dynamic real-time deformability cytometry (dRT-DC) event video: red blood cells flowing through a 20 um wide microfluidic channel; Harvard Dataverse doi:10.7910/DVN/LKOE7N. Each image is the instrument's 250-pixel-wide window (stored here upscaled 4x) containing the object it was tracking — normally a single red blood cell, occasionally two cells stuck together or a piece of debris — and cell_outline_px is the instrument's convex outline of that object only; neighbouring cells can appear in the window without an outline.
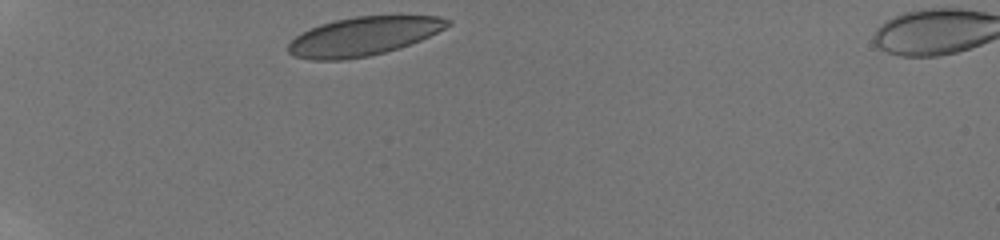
{"species": "human", "species_latin": "Homo sapiens", "temperature_condition": "room temperature", "stored_images_in_passage": 6, "camera_frame_rate_fps": 3000, "um_per_image_px": 0.085, "donor": {"sex": "male"}, "frame": {"image": 1, "passage_image": 1, "time_ms": 0.0, "image_size_px": [1000, 240], "cell_outline_px": [[452, 24], [420, 40], [384, 52], [368, 56], [344, 60], [312, 60], [296, 56], [288, 52], [288, 44], [300, 32], [320, 24], [336, 20], [356, 16], [440, 16], [452, 20]], "centroid_in_image_um": [30.86, 3.08], "position_along_channel_um": 54.1, "area_um2": 35.6}}
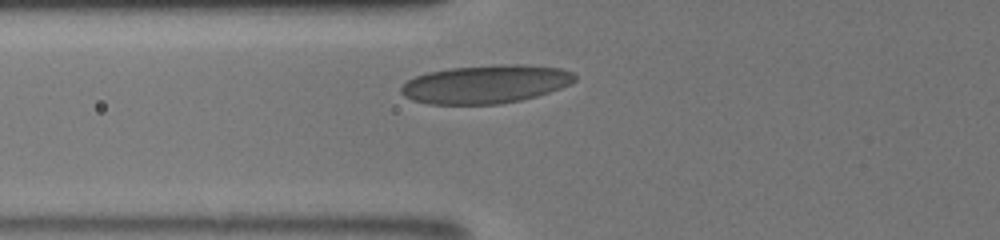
{"frame": {"image": 2, "passage_image": 4, "time_ms": 1.667, "image_size_px": [1000, 240], "cell_outline_px": [[576, 80], [560, 88], [536, 96], [520, 100], [500, 104], [428, 104], [412, 100], [404, 96], [400, 92], [400, 88], [408, 80], [416, 76], [428, 72], [452, 68], [492, 64], [528, 64], [560, 68], [572, 72], [576, 76]], "centroid_in_image_um": [41.28, 7.14], "position_along_channel_um": 84.5, "area_um2": 38.9}}
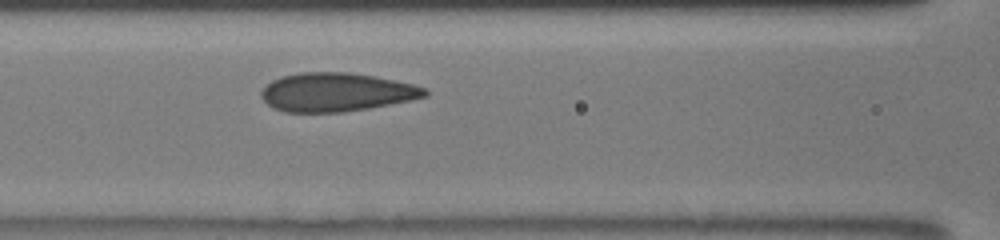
{"frame": {"image": 3, "passage_image": 6, "time_ms": 3.0, "image_size_px": [1000, 240], "cell_outline_px": [[428, 96], [368, 108], [344, 112], [284, 112], [272, 108], [260, 96], [260, 92], [272, 80], [280, 76], [300, 72], [348, 72], [396, 80], [428, 88]], "centroid_in_image_um": [28.56, 7.83], "position_along_channel_um": 138.0, "area_um2": 36.82}}